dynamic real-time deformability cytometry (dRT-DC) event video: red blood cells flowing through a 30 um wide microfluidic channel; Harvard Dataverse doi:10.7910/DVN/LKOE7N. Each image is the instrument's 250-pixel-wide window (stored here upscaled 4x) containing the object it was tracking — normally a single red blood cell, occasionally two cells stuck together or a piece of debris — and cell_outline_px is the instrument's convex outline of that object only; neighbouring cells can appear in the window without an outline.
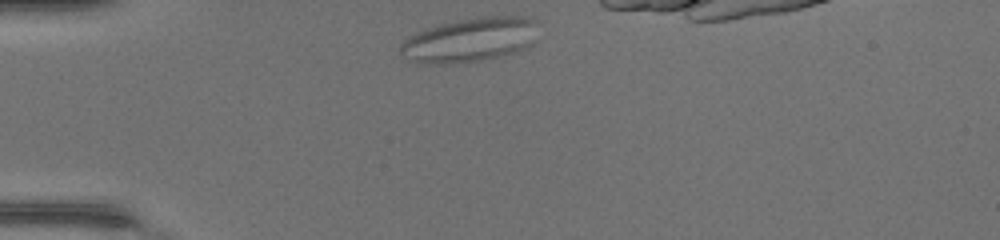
{"species": "common noctule bat (a hibernating species)", "species_latin": "Nyctalus noctula", "temperature_condition": "warm", "stored_images_in_passage": 29, "segment_of_instrument_passage": [1, 2], "camera_frame_rate_fps": 3000, "um_per_image_px": 0.085, "animal": {"sex": "female", "body_mass_g": 17.0, "forearm_length_mm": 48.0}, "frame": {"image": 1, "passage_image": 1, "time_ms": 0.0, "image_size_px": [1000, 240], "cell_outline_px": [[536, 20], [532, 44], [516, 52], [480, 60], [448, 64], [420, 64], [404, 56], [400, 52], [400, 44], [404, 40], [416, 32], [436, 24], [456, 20], [484, 16], [520, 16]], "centroid_in_image_um": [39.88, 3.38], "position_along_channel_um": 45.1, "area_um2": 35.37}}